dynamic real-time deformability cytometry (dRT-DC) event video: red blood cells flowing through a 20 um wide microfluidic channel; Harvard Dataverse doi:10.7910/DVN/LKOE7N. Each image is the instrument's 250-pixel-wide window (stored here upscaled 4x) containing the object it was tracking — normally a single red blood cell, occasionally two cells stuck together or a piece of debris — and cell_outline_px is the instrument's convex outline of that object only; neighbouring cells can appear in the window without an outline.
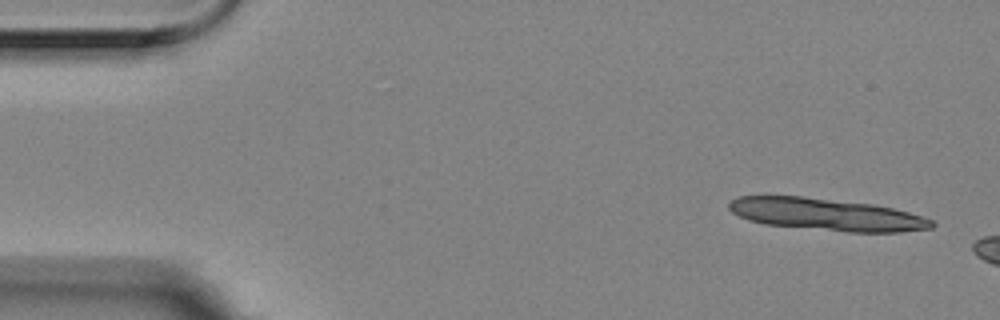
{"species": "Egyptian fruit bat (a non-hibernating species)", "species_latin": "Rousettus aegyptiacus", "temperature_condition": "room temperature", "stored_images_in_passage": 4, "camera_frame_rate_fps": 3000, "um_per_image_px": 0.085, "animal": {"sex": "female"}, "frame": {"image": 1, "passage_image": 1, "time_ms": 0.0, "image_size_px": [1000, 320], "cell_outline_px": [[936, 224], [932, 228], [900, 232], [848, 232], [764, 224], [748, 220], [732, 212], [728, 208], [728, 200], [736, 196], [800, 196], [872, 204], [892, 208], [908, 212], [932, 220]], "centroid_in_image_um": [70.21, 18.23], "position_along_channel_um": 14.8, "area_um2": 37.92}}